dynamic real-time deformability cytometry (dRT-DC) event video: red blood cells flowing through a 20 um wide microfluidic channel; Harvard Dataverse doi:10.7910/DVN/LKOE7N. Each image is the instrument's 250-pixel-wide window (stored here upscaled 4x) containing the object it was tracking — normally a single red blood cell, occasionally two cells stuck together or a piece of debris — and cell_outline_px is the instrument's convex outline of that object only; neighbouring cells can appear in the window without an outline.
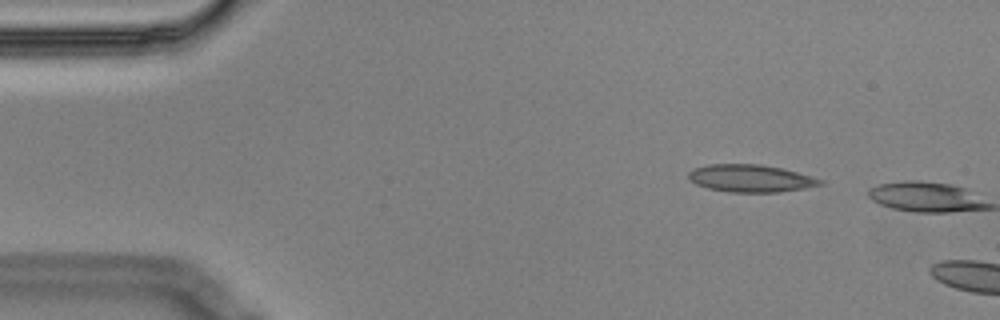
{"species": "Egyptian fruit bat (a non-hibernating species)", "species_latin": "Rousettus aegyptiacus", "temperature_condition": "cold", "stored_images_in_passage": 2, "camera_frame_rate_fps": 3000, "um_per_image_px": 0.085, "animal": {"sex": "male"}, "frame": {"image": 1, "passage_image": 1, "time_ms": 0.0, "image_size_px": [1000, 320], "cell_outline_px": [[824, 184], [804, 188], [780, 192], [728, 192], [708, 188], [696, 184], [688, 176], [688, 172], [692, 168], [708, 164], [760, 164], [780, 168], [796, 172], [824, 180]], "centroid_in_image_um": [63.78, 15.16], "position_along_channel_um": 21.2, "area_um2": 20.98}}